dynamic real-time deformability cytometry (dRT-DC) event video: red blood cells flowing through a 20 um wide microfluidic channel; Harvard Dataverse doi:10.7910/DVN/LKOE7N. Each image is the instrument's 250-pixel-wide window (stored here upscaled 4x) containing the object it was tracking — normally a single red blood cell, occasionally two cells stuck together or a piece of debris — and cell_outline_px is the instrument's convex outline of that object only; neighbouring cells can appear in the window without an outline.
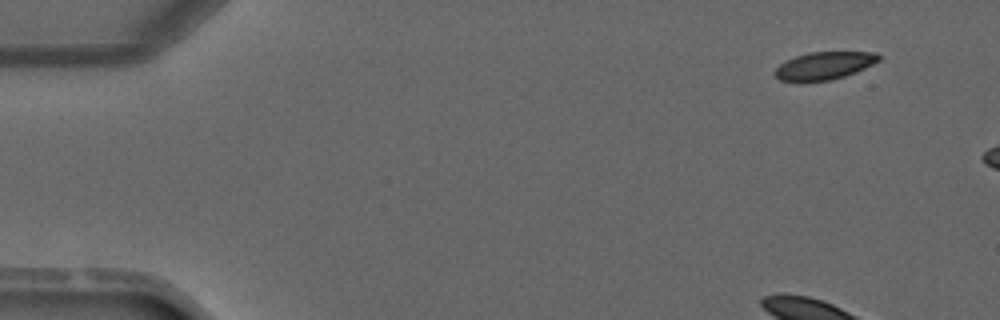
{"species": "common noctule bat (a hibernating species)", "species_latin": "Nyctalus noctula", "temperature_condition": "warm", "stored_images_in_passage": 4, "camera_frame_rate_fps": 3000, "um_per_image_px": 0.085, "animal": {"sex": "male", "forearm_length_mm": 52.5}, "frame": {"image": 1, "passage_image": 1, "time_ms": 0.0, "image_size_px": [1000, 320], "cell_outline_px": [[880, 60], [856, 72], [832, 80], [800, 84], [780, 80], [772, 72], [780, 64], [796, 56], [808, 52], [876, 52], [880, 56]], "centroid_in_image_um": [70.0, 5.62], "position_along_channel_um": 15.0, "area_um2": 17.17}}